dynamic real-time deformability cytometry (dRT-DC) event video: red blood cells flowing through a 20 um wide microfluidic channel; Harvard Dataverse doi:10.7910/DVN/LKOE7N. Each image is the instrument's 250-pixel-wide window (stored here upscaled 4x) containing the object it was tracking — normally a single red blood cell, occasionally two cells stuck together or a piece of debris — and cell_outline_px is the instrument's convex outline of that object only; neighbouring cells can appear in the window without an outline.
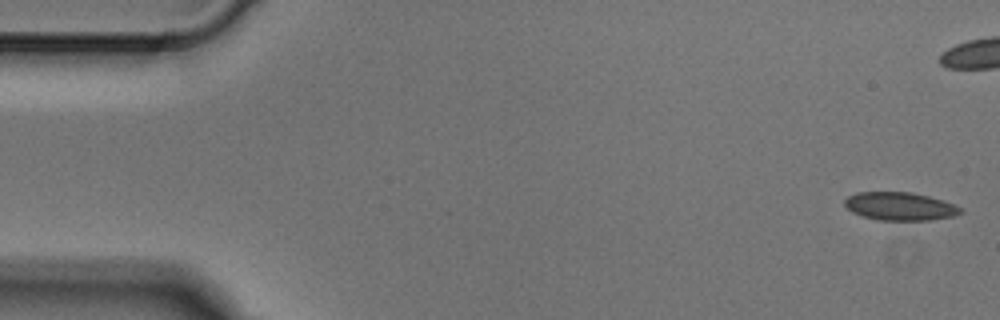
{"species": "Egyptian fruit bat (a non-hibernating species)", "species_latin": "Rousettus aegyptiacus", "temperature_condition": "cold", "stored_images_in_passage": 4, "segment_of_instrument_passage": [2, 2], "camera_frame_rate_fps": 3000, "um_per_image_px": 0.085, "animal": {"sex": "male"}, "frame": {"image": 1, "passage_image": 4, "time_ms": 1.0, "image_size_px": [1000, 320], "cell_outline_px": [[964, 212], [956, 216], [932, 220], [876, 220], [852, 212], [844, 204], [844, 200], [848, 196], [856, 192], [912, 192], [944, 200], [964, 208]], "centroid_in_image_um": [76.55, 17.54], "position_along_channel_um": 8.4, "area_um2": 19.25}}